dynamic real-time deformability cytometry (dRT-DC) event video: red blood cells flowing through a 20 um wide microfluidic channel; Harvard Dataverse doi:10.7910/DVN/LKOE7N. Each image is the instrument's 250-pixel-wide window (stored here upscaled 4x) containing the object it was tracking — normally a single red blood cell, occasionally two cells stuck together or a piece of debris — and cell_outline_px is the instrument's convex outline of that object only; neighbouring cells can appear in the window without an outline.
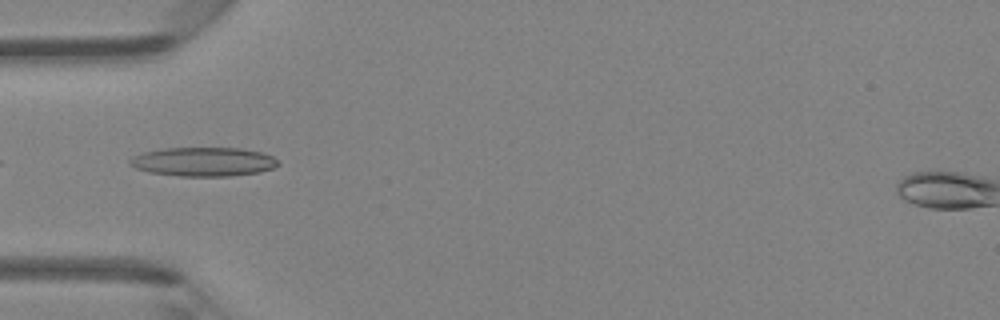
{"species": "Egyptian fruit bat (a non-hibernating species)", "species_latin": "Rousettus aegyptiacus", "temperature_condition": "room temperature", "stored_images_in_passage": 25, "camera_frame_rate_fps": 3000, "um_per_image_px": 0.085, "animal": {"sex": "female"}, "frame": {"image": 1, "passage_image": 15, "time_ms": 4.667, "image_size_px": [1000, 320], "cell_outline_px": [[280, 164], [272, 168], [260, 172], [228, 176], [180, 176], [148, 172], [136, 168], [128, 164], [128, 160], [132, 156], [144, 152], [160, 148], [240, 148], [260, 152], [272, 156], [280, 160]], "centroid_in_image_um": [17.27, 13.74], "position_along_channel_um": 67.7, "area_um2": 25.2}}
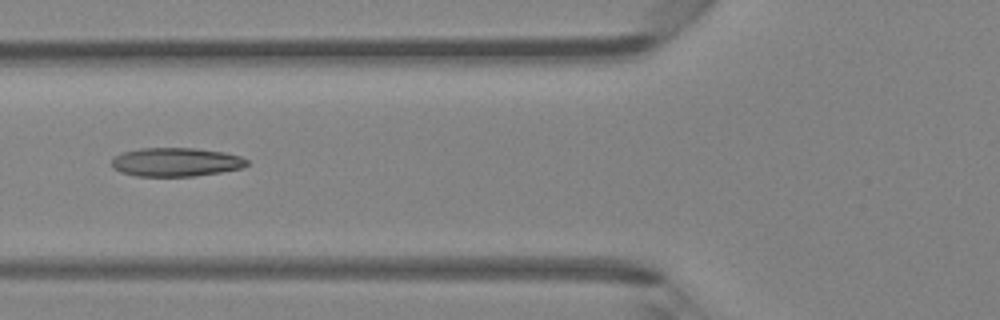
{"frame": {"image": 2, "passage_image": 18, "time_ms": 5.667, "image_size_px": [1000, 320], "cell_outline_px": [[248, 164], [240, 168], [220, 172], [192, 176], [136, 176], [120, 172], [112, 168], [112, 160], [116, 156], [124, 152], [140, 148], [196, 148], [224, 152], [240, 156], [248, 160]], "centroid_in_image_um": [14.94, 13.77], "position_along_channel_um": 110.9, "area_um2": 22.54}}